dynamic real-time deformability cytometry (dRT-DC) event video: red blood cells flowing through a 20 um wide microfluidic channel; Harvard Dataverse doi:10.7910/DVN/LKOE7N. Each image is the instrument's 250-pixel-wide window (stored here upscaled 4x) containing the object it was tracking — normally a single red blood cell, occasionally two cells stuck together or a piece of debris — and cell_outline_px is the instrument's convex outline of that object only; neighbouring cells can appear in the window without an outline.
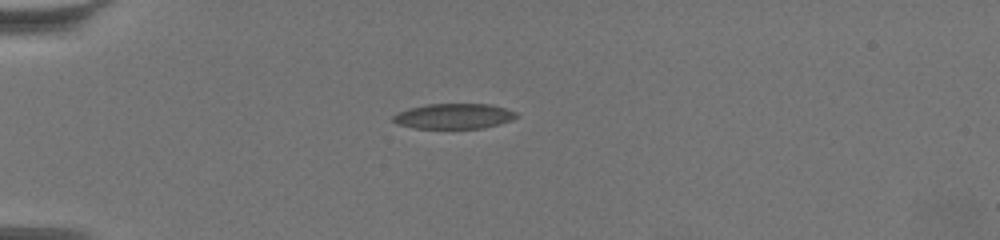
{"species": "common noctule bat (a hibernating species)", "species_latin": "Nyctalus noctula", "temperature_condition": "warm", "stored_images_in_passage": 46, "camera_frame_rate_fps": 3000, "um_per_image_px": 0.085, "animal": {"sex": "female", "body_mass_g": 19.5, "forearm_length_mm": 54.1}, "frame": {"image": 1, "passage_image": 1, "time_ms": 0.0, "image_size_px": [1000, 240], "cell_outline_px": [[520, 116], [512, 120], [484, 128], [412, 128], [396, 124], [392, 120], [392, 116], [408, 108], [428, 104], [488, 104], [504, 108], [516, 112]], "centroid_in_image_um": [38.57, 9.88], "position_along_channel_um": 46.4, "area_um2": 18.15}}
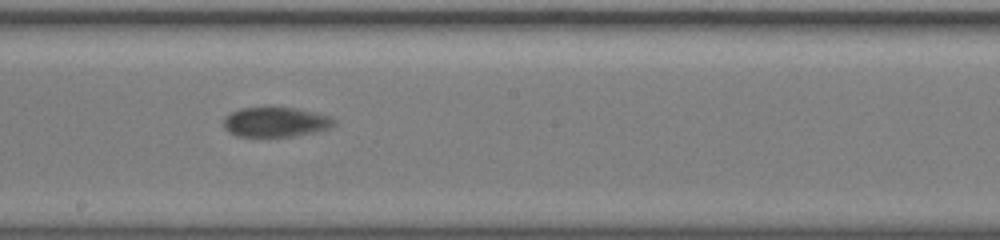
{"frame": {"image": 2, "passage_image": 20, "time_ms": 6.333, "image_size_px": [1000, 240], "cell_outline_px": [[336, 124], [328, 128], [316, 132], [292, 136], [236, 136], [228, 132], [224, 128], [224, 116], [240, 108], [296, 108], [316, 112], [328, 116], [336, 120]], "centroid_in_image_um": [23.42, 10.38], "position_along_channel_um": 224.8, "area_um2": 19.07}}
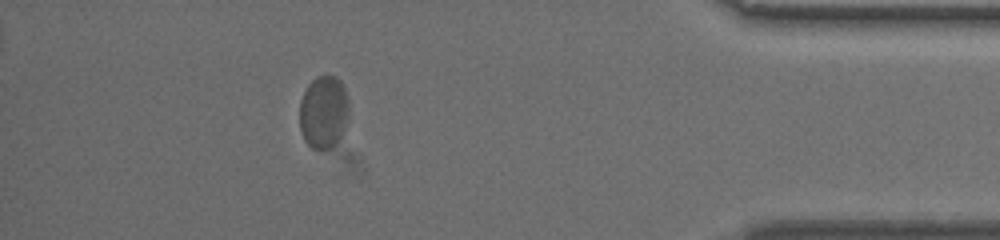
{"frame": {"image": 3, "passage_image": 40, "time_ms": 13.0, "image_size_px": [1000, 240], "cell_outline_px": [[348, 116], [344, 128], [340, 136], [328, 148], [312, 148], [304, 140], [300, 128], [300, 100], [308, 84], [316, 76], [336, 76], [344, 84], [348, 96]], "centroid_in_image_um": [27.5, 9.46], "position_along_channel_um": 407.7, "area_um2": 20.81}, "authors_computed_cell_mechanics": {"area_um2": 20.3167, "velocity_mm_per_s": 3.3347, "shape_relaxation_time_tau1_ms": 4.3079, "shape_relaxation_time_tau2_ms": 0.9633, "deformation_change_tau1": 0.1282, "deformation_change_tau2": 0.0411}}